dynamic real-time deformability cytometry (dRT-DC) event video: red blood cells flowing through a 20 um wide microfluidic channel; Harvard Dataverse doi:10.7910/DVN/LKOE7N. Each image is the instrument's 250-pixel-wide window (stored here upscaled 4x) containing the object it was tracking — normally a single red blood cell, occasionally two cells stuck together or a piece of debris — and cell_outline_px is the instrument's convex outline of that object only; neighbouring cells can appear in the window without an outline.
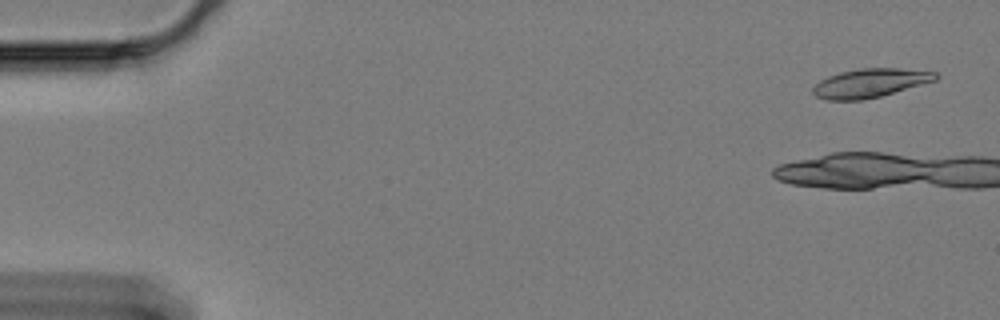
{"species": "Egyptian fruit bat (a non-hibernating species)", "species_latin": "Rousettus aegyptiacus", "temperature_condition": "cold", "stored_images_in_passage": 15, "camera_frame_rate_fps": 3000, "um_per_image_px": 0.085, "animal": {"sex": "female"}, "frame": {"image": 1, "passage_image": 3, "time_ms": 0.667, "image_size_px": [1000, 320], "cell_outline_px": [[940, 76], [936, 80], [880, 96], [864, 100], [824, 100], [816, 96], [812, 92], [812, 88], [820, 80], [828, 76], [840, 72], [860, 68], [900, 68], [936, 72]], "centroid_in_image_um": [73.94, 7.06], "position_along_channel_um": 11.1, "area_um2": 20.58}}